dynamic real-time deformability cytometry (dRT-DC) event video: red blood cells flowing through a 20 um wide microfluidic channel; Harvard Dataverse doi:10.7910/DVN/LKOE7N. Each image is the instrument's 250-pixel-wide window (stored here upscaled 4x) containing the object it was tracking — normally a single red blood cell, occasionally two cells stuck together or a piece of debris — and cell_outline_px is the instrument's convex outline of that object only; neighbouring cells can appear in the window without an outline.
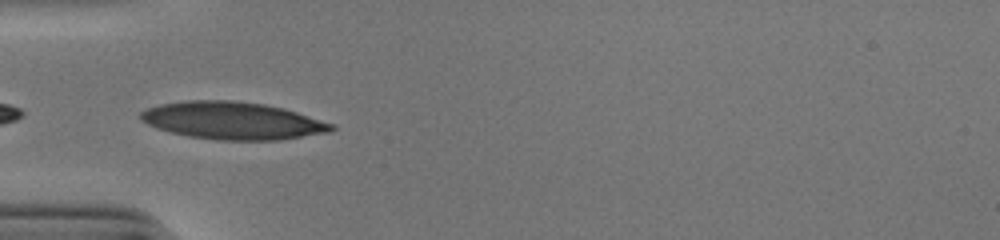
{"species": "human", "species_latin": "Homo sapiens", "temperature_condition": "cold", "stored_images_in_passage": 1, "camera_frame_rate_fps": 3000, "um_per_image_px": 0.085, "donor": {"sex": "male"}, "frame": {"image": 1, "passage_image": 1, "time_ms": 0.0, "image_size_px": [1000, 240], "cell_outline_px": [[336, 128], [328, 132], [280, 140], [216, 140], [188, 136], [156, 128], [140, 120], [140, 112], [148, 108], [160, 104], [188, 100], [228, 100], [264, 104], [284, 108], [336, 124]], "centroid_in_image_um": [19.79, 10.25], "position_along_channel_um": 65.2, "area_um2": 41.67}}